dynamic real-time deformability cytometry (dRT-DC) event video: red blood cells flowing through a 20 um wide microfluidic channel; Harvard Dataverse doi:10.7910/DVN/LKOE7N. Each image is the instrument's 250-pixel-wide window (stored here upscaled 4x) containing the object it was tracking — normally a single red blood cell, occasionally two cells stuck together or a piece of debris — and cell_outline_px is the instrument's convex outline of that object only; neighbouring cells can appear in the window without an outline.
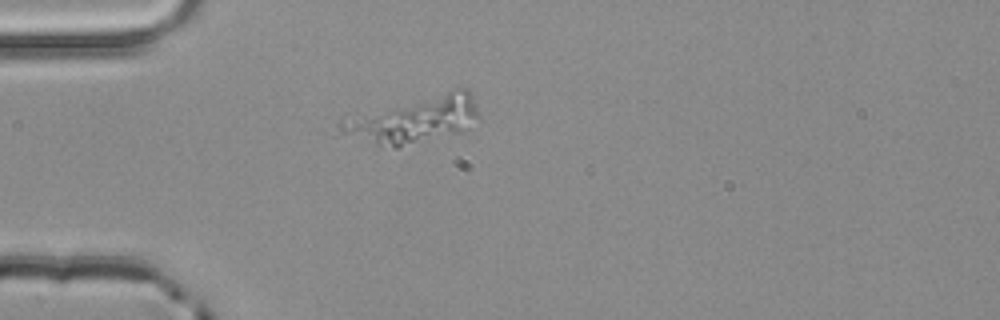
{"species": "common noctule bat (a hibernating species)", "species_latin": "Nyctalus noctula", "temperature_condition": "room temperature", "stored_images_in_passage": 1, "camera_frame_rate_fps": 3000, "um_per_image_px": 0.085, "animal": {"sex": "male", "body_mass_g": 20.4}, "frame": {"image": 1, "passage_image": 1, "time_ms": 0.0, "image_size_px": [1000, 320], "cell_outline_px": [[480, 116], [464, 132], [396, 148], [332, 136], [324, 132], [340, 116], [456, 88], [468, 88], [472, 96]], "centroid_in_image_um": [34.86, 10.2], "position_along_channel_um": 50.1, "area_um2": 40.29}}